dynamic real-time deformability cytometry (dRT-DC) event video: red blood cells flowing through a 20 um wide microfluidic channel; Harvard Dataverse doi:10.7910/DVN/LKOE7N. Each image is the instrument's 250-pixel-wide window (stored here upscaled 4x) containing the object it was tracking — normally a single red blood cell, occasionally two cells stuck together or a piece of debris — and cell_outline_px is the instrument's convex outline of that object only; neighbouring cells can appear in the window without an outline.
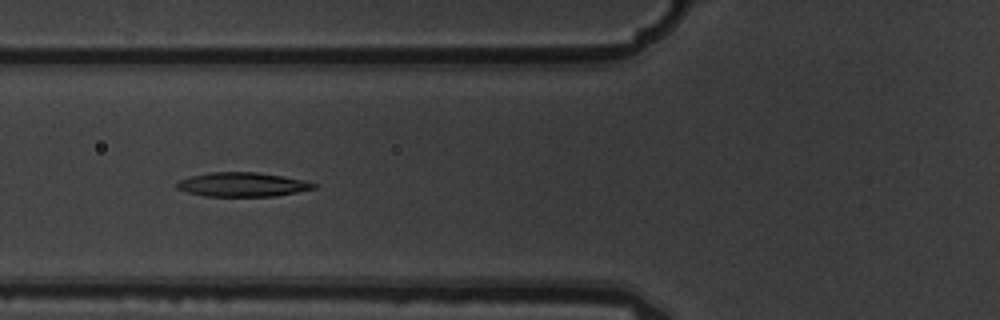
{"species": "common noctule bat (a hibernating species)", "species_latin": "Nyctalus noctula", "temperature_condition": "warm", "stored_images_in_passage": 8, "camera_frame_rate_fps": 3000, "um_per_image_px": 0.085, "animal": {"sex": "male", "body_mass_g": 19.5, "forearm_length_mm": 54.6}, "frame": {"image": 1, "passage_image": 6, "time_ms": 1.667, "image_size_px": [1000, 320], "cell_outline_px": [[316, 188], [276, 196], [204, 196], [188, 192], [176, 188], [176, 184], [180, 180], [192, 176], [212, 172], [256, 172], [304, 180], [316, 184]], "centroid_in_image_um": [20.6, 15.69], "position_along_channel_um": 105.2, "area_um2": 19.02}}
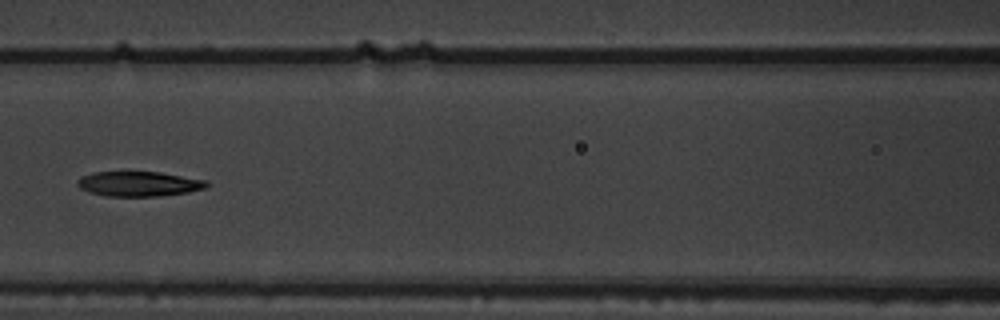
{"frame": {"image": 2, "passage_image": 7, "time_ms": 2.0, "image_size_px": [1000, 320], "cell_outline_px": [[208, 184], [204, 188], [188, 192], [160, 196], [108, 196], [88, 192], [80, 188], [76, 184], [76, 180], [92, 172], [160, 172], [208, 180]], "centroid_in_image_um": [11.8, 15.62], "position_along_channel_um": 154.8, "area_um2": 18.73}}
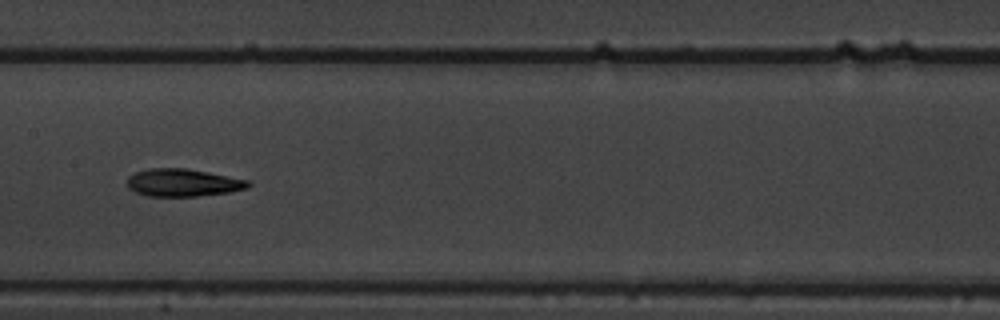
{"frame": {"image": 3, "passage_image": 8, "time_ms": 2.333, "image_size_px": [1000, 320], "cell_outline_px": [[252, 184], [248, 188], [228, 192], [196, 196], [148, 196], [136, 192], [128, 188], [128, 176], [136, 172], [148, 168], [184, 168], [208, 172], [248, 180]], "centroid_in_image_um": [15.54, 15.52], "position_along_channel_um": 191.9, "area_um2": 19.36}}